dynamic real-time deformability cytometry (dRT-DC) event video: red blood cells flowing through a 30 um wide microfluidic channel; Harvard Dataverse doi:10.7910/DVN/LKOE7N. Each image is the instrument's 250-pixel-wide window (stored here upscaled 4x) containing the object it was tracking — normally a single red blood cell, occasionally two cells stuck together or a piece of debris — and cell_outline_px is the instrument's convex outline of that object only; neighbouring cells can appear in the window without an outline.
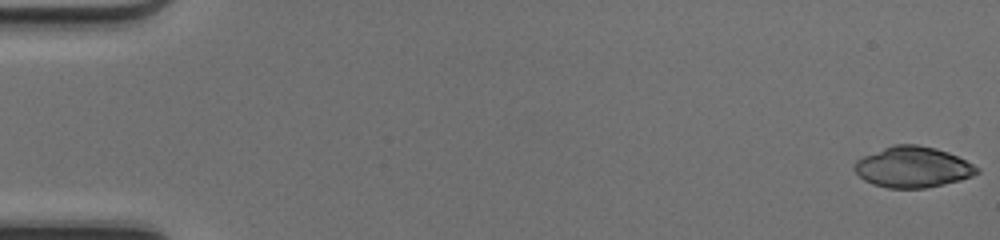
{"species": "common noctule bat (a hibernating species)", "species_latin": "Nyctalus noctula", "temperature_condition": "cold", "stored_images_in_passage": 49, "camera_frame_rate_fps": 3000, "um_per_image_px": 0.085, "animal": {"sex": "female", "body_mass_g": 17.0, "forearm_length_mm": 48.0}, "frame": {"image": 1, "passage_image": 1, "time_ms": 0.0, "image_size_px": [1000, 240], "cell_outline_px": [[980, 172], [972, 176], [960, 180], [944, 184], [924, 188], [888, 188], [872, 184], [864, 180], [852, 168], [856, 160], [864, 156], [892, 144], [916, 144], [936, 148], [948, 152], [980, 168]], "centroid_in_image_um": [77.57, 14.2], "position_along_channel_um": 7.4, "area_um2": 29.13}}